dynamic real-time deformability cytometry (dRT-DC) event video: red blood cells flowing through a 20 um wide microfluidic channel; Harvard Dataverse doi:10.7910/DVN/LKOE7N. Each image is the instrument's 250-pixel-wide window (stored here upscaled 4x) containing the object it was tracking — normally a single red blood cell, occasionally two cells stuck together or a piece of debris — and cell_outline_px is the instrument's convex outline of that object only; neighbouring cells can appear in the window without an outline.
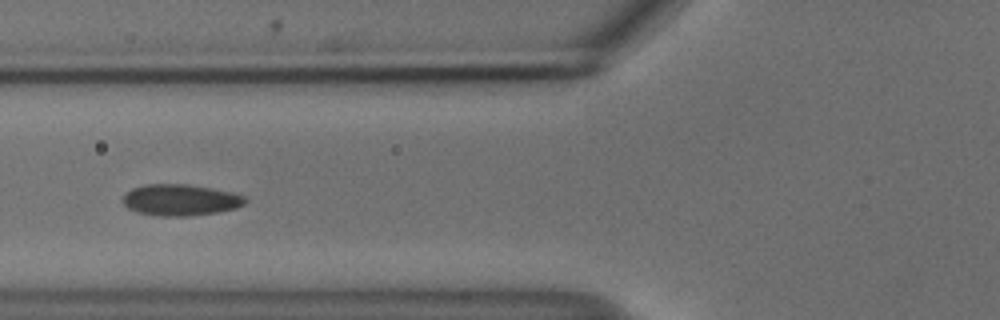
{"species": "common noctule bat (a hibernating species)", "species_latin": "Nyctalus noctula", "temperature_condition": "cold", "stored_images_in_passage": 38, "camera_frame_rate_fps": 3000, "um_per_image_px": 0.085, "animal": {"sex": "male", "body_mass_g": 18.8}, "frame": {"image": 1, "passage_image": 4, "time_ms": 1.0, "image_size_px": [1000, 320], "cell_outline_px": [[248, 200], [244, 204], [236, 208], [220, 212], [188, 216], [160, 216], [136, 212], [128, 208], [124, 204], [124, 196], [132, 188], [148, 184], [188, 184], [212, 188], [232, 192], [244, 196]], "centroid_in_image_um": [15.37, 17.0], "position_along_channel_um": 110.4, "area_um2": 22.37}}
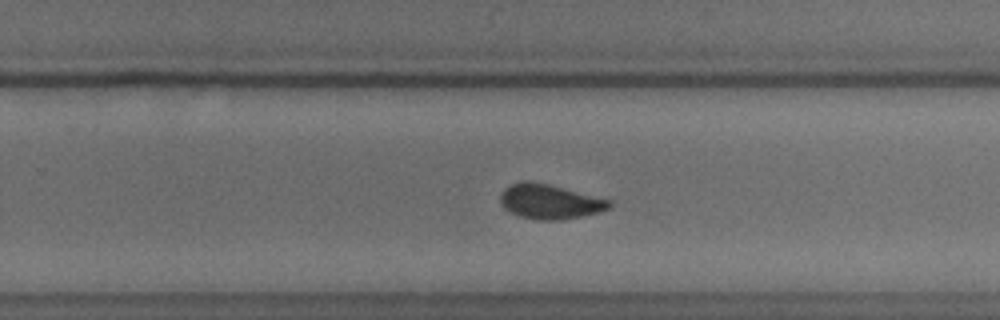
{"frame": {"image": 2, "passage_image": 18, "time_ms": 5.667, "image_size_px": [1000, 320], "cell_outline_px": [[612, 204], [608, 208], [600, 212], [560, 220], [536, 220], [520, 216], [504, 208], [500, 204], [500, 192], [504, 188], [512, 184], [524, 180], [528, 180], [548, 184], [612, 200]], "centroid_in_image_um": [46.71, 17.13], "position_along_channel_um": 283.1, "area_um2": 22.02}}
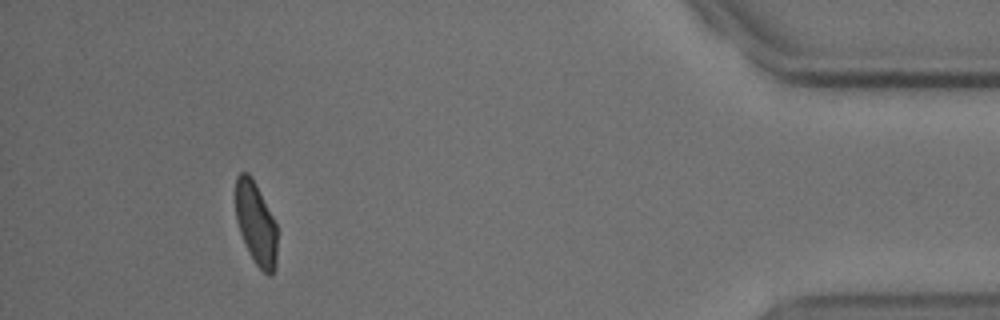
{"frame": {"image": 3, "passage_image": 33, "time_ms": 10.667, "image_size_px": [1000, 320], "cell_outline_px": [[276, 268], [272, 276], [268, 276], [256, 264], [240, 232], [236, 220], [236, 176], [240, 172], [248, 172], [252, 176], [276, 224]], "centroid_in_image_um": [21.75, 18.98], "position_along_channel_um": 413.4, "area_um2": 19.77}, "authors_computed_cell_mechanics": {"area_um2": 21.9929, "velocity_mm_per_s": 3.6929, "shape_relaxation_time_tau1_ms": 9.4165, "shape_relaxation_time_tau2_ms": 1.3131, "deformation_change_tau1": 0.1516, "deformation_change_tau2": 0.0479}}